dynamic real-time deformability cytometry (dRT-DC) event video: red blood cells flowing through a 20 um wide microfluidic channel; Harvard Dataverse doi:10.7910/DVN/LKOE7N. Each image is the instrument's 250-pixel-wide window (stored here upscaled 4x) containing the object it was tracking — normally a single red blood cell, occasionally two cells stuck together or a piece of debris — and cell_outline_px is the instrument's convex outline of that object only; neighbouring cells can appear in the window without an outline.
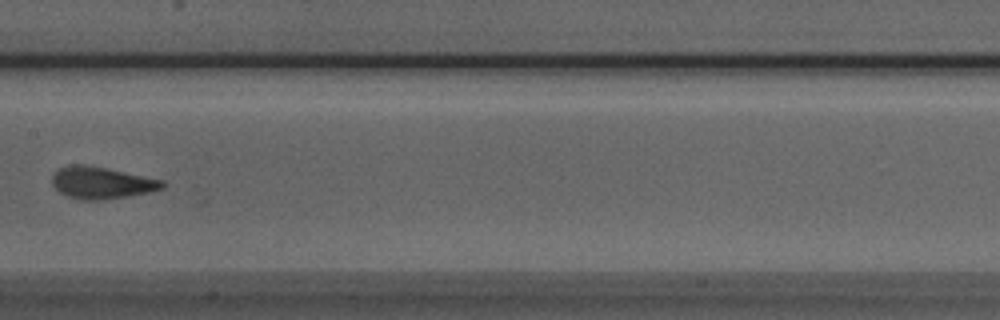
{"species": "Egyptian fruit bat (a non-hibernating species)", "species_latin": "Rousettus aegyptiacus", "temperature_condition": "room temperature", "stored_images_in_passage": 7, "camera_frame_rate_fps": 3000, "um_per_image_px": 0.085, "animal": {"sex": "male"}, "frame": {"image": 1, "passage_image": 6, "time_ms": 1.667, "image_size_px": [1000, 320], "cell_outline_px": [[164, 188], [148, 192], [104, 200], [80, 200], [68, 196], [60, 192], [52, 184], [52, 172], [60, 168], [72, 164], [76, 164], [104, 168], [164, 180]], "centroid_in_image_um": [8.6, 15.55], "position_along_channel_um": 198.8, "area_um2": 20.23}}
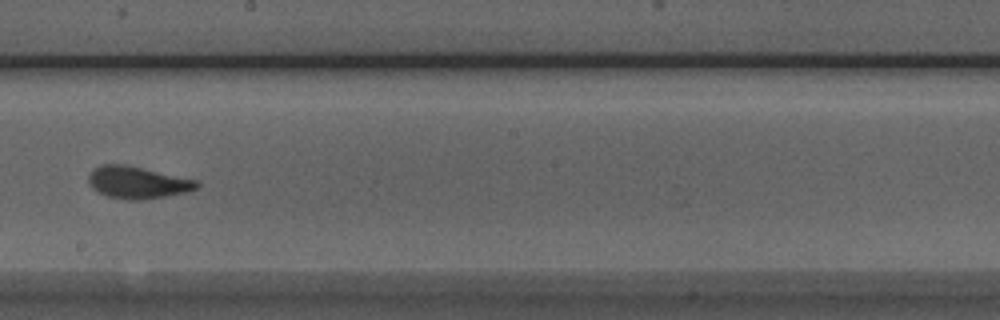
{"frame": {"image": 2, "passage_image": 7, "time_ms": 2.0, "image_size_px": [1000, 320], "cell_outline_px": [[200, 184], [196, 188], [188, 192], [140, 200], [128, 200], [108, 196], [92, 188], [88, 184], [88, 176], [100, 164], [124, 164], [200, 180]], "centroid_in_image_um": [11.72, 15.5], "position_along_channel_um": 236.5, "area_um2": 20.23}}